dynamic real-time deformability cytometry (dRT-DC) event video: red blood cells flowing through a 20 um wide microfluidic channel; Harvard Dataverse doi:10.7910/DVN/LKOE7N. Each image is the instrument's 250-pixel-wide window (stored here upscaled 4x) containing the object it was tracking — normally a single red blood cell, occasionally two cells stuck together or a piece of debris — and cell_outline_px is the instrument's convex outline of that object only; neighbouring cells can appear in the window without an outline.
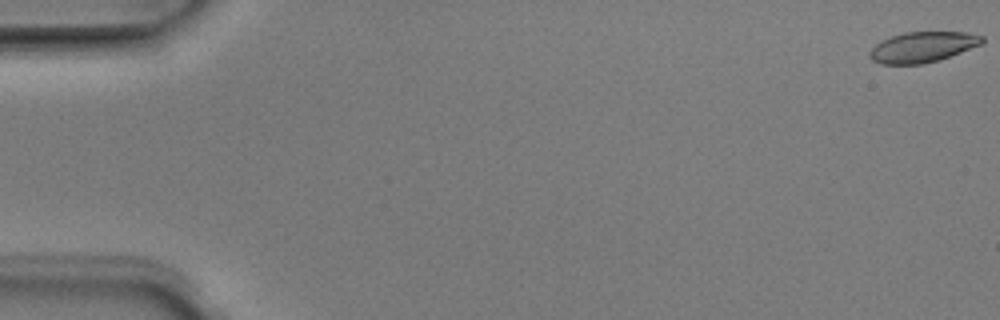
{"species": "Egyptian fruit bat (a non-hibernating species)", "species_latin": "Rousettus aegyptiacus", "temperature_condition": "room temperature", "stored_images_in_passage": 5, "camera_frame_rate_fps": 3000, "um_per_image_px": 0.085, "animal": {"sex": "male"}, "frame": {"image": 1, "passage_image": 1, "time_ms": 0.0, "image_size_px": [1000, 320], "cell_outline_px": [[984, 44], [940, 60], [924, 64], [880, 64], [872, 60], [868, 56], [868, 52], [876, 44], [892, 36], [904, 32], [968, 32], [984, 36]], "centroid_in_image_um": [78.46, 4.0], "position_along_channel_um": 6.5, "area_um2": 20.23}}